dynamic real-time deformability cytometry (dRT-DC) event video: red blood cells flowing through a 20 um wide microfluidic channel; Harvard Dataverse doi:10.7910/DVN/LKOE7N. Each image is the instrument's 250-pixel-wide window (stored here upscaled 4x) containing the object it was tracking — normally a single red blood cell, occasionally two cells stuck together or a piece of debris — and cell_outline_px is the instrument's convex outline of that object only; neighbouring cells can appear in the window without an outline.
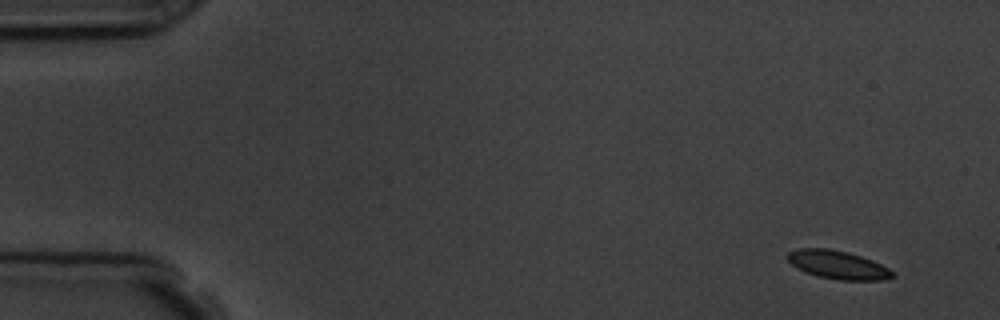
{"species": "common noctule bat (a hibernating species)", "species_latin": "Nyctalus noctula", "temperature_condition": "room temperature", "stored_images_in_passage": 16, "camera_frame_rate_fps": 3000, "um_per_image_px": 0.085, "animal": {"sex": "male", "body_mass_g": 19.5, "forearm_length_mm": 54.6}, "frame": {"image": 1, "passage_image": 1, "time_ms": 0.0, "image_size_px": [1000, 320], "cell_outline_px": [[896, 276], [880, 280], [840, 280], [816, 276], [804, 272], [792, 264], [784, 256], [788, 252], [796, 248], [828, 248], [848, 252], [872, 260], [888, 268]], "centroid_in_image_um": [71.16, 22.5], "position_along_channel_um": 13.8, "area_um2": 17.4}}
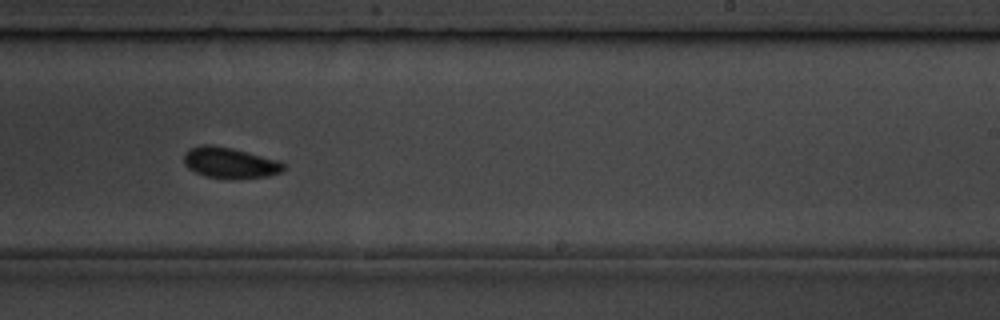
{"frame": {"image": 2, "passage_image": 10, "time_ms": 10.0, "image_size_px": [1000, 320], "cell_outline_px": [[288, 168], [280, 172], [268, 176], [208, 176], [196, 172], [188, 168], [184, 164], [184, 152], [188, 148], [200, 144], [212, 144], [232, 148], [280, 160]], "centroid_in_image_um": [19.52, 13.77], "position_along_channel_um": 269.5, "area_um2": 17.46}}
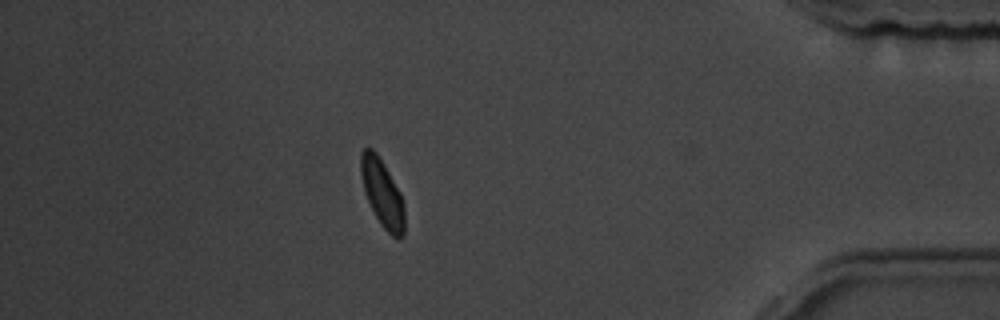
{"frame": {"image": 3, "passage_image": 14, "time_ms": 14.667, "image_size_px": [1000, 320], "cell_outline_px": [[404, 236], [400, 240], [396, 240], [380, 224], [364, 192], [360, 172], [360, 152], [364, 148], [372, 148], [376, 152], [400, 192], [404, 200]], "centroid_in_image_um": [32.5, 16.45], "position_along_channel_um": 402.7, "area_um2": 17.22}, "authors_computed_cell_mechanics": {"area_um2": 17.4267, "velocity_mm_per_s": 3.7686, "shape_relaxation_time_tau1_ms": 1.0204, "shape_relaxation_time_tau2_ms": null, "deformation_change_tau1": 0.0605, "deformation_change_tau2": null}}